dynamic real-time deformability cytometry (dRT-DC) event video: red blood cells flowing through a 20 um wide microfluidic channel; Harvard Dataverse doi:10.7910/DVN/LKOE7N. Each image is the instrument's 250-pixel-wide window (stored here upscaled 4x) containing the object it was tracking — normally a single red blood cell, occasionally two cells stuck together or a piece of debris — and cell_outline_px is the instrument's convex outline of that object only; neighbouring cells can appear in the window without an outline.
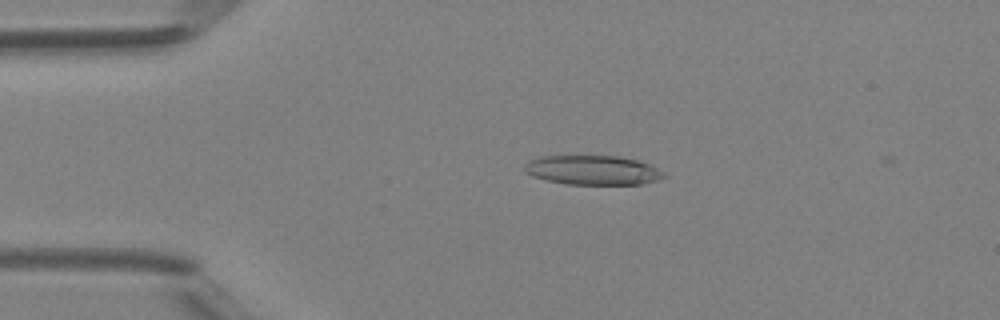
{"species": "Egyptian fruit bat (a non-hibernating species)", "species_latin": "Rousettus aegyptiacus", "temperature_condition": "room temperature", "stored_images_in_passage": 39, "camera_frame_rate_fps": 3000, "um_per_image_px": 0.085, "animal": {"sex": "female"}, "frame": {"image": 1, "passage_image": 1, "time_ms": 0.0, "image_size_px": [1000, 320], "cell_outline_px": [[668, 176], [660, 180], [640, 184], [568, 184], [548, 180], [532, 176], [524, 172], [524, 164], [528, 160], [540, 156], [620, 156], [636, 160], [648, 164], [664, 172]], "centroid_in_image_um": [50.38, 14.46], "position_along_channel_um": 34.6, "area_um2": 23.93}}
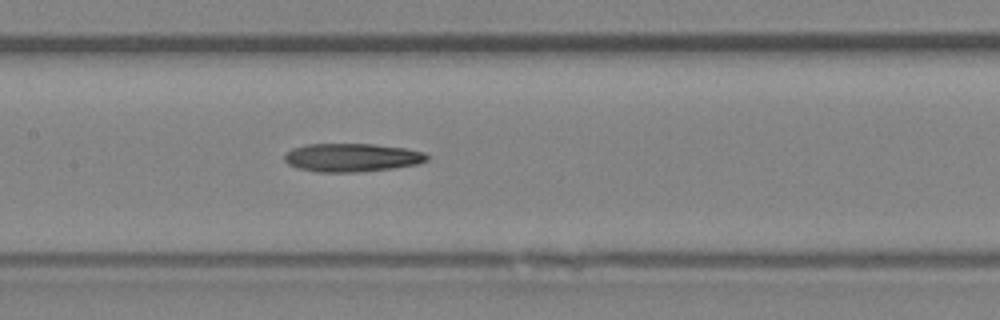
{"frame": {"image": 2, "passage_image": 14, "time_ms": 4.333, "image_size_px": [1000, 320], "cell_outline_px": [[428, 160], [416, 164], [392, 168], [356, 172], [316, 172], [300, 168], [288, 164], [284, 160], [284, 152], [292, 148], [308, 144], [372, 144], [404, 148], [424, 152], [428, 156]], "centroid_in_image_um": [29.87, 13.39], "position_along_channel_um": 177.5, "area_um2": 23.47}}
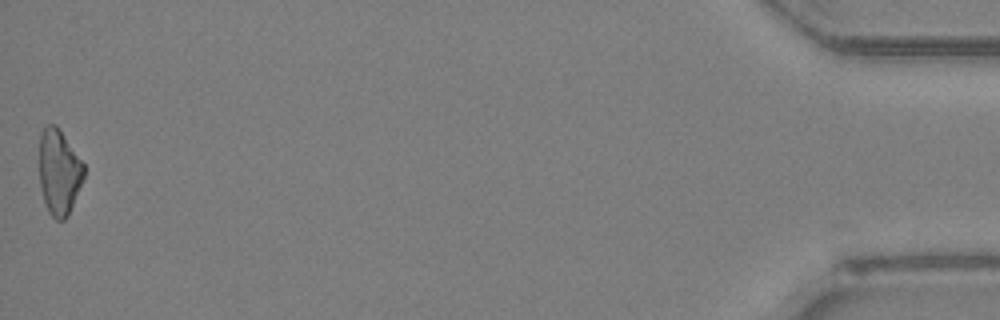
{"frame": {"image": 3, "passage_image": 39, "time_ms": 12.667, "image_size_px": [1000, 320], "cell_outline_px": [[84, 176], [68, 216], [64, 220], [56, 220], [48, 212], [40, 188], [40, 132], [48, 124], [56, 124], [84, 164]], "centroid_in_image_um": [5.01, 14.63], "position_along_channel_um": 430.2, "area_um2": 22.02}, "authors_computed_cell_mechanics": {"area_um2": 23.12, "velocity_mm_per_s": 4.2403, "shape_relaxation_time_tau1_ms": 8.0405, "shape_relaxation_time_tau2_ms": null, "deformation_change_tau1": 0.2171, "deformation_change_tau2": null}}